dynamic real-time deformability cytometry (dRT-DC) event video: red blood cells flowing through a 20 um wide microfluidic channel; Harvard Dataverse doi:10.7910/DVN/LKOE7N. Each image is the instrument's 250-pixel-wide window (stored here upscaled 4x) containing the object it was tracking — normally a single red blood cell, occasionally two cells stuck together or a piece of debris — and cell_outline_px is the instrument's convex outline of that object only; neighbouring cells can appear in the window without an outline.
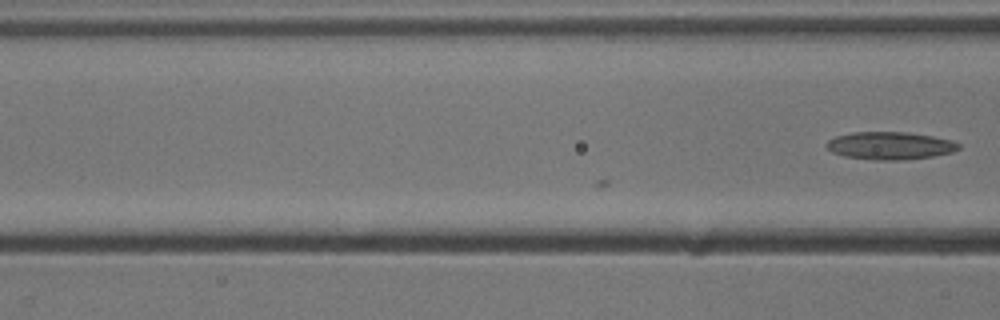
{"species": "common noctule bat (a hibernating species)", "species_latin": "Nyctalus noctula", "temperature_condition": "cold", "stored_images_in_passage": 4, "camera_frame_rate_fps": 3000, "um_per_image_px": 0.085, "animal": {"sex": "male", "body_mass_g": 13.3}, "frame": {"image": 1, "passage_image": 4, "time_ms": 1.0, "image_size_px": [1000, 320], "cell_outline_px": [[960, 148], [952, 152], [932, 156], [904, 160], [876, 160], [844, 156], [832, 152], [824, 144], [828, 140], [836, 136], [852, 132], [908, 132], [932, 136], [952, 140], [960, 144]], "centroid_in_image_um": [75.64, 12.38], "position_along_channel_um": 91.0, "area_um2": 21.33}}